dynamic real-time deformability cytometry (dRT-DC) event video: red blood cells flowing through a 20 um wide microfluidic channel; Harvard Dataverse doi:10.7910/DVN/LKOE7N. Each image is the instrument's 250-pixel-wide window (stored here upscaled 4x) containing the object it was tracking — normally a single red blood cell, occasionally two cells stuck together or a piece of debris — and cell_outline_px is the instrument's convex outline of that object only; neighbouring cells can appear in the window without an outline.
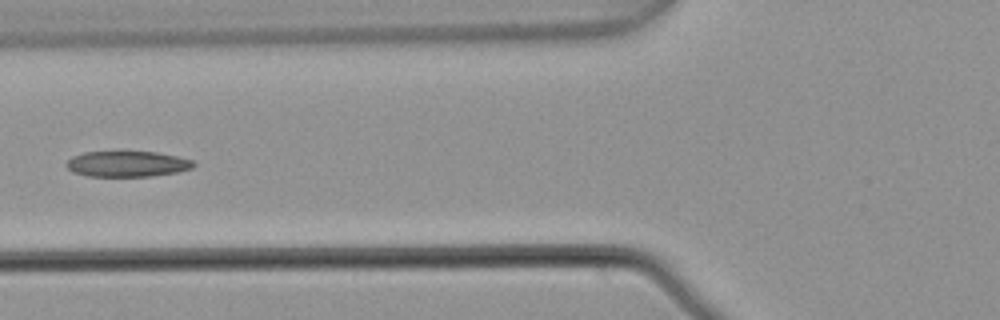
{"species": "common noctule bat (a hibernating species)", "species_latin": "Nyctalus noctula", "temperature_condition": "warm", "stored_images_in_passage": 6, "camera_frame_rate_fps": 3000, "um_per_image_px": 0.085, "animal": {"sex": "male", "body_mass_g": 21.5, "forearm_length_mm": 52.0}, "frame": {"image": 1, "passage_image": 6, "time_ms": 1.667, "image_size_px": [1000, 320], "cell_outline_px": [[196, 164], [192, 168], [176, 172], [148, 176], [88, 176], [72, 172], [64, 164], [72, 156], [84, 152], [156, 152], [176, 156], [192, 160]], "centroid_in_image_um": [10.78, 13.93], "position_along_channel_um": 115.0, "area_um2": 18.9}}